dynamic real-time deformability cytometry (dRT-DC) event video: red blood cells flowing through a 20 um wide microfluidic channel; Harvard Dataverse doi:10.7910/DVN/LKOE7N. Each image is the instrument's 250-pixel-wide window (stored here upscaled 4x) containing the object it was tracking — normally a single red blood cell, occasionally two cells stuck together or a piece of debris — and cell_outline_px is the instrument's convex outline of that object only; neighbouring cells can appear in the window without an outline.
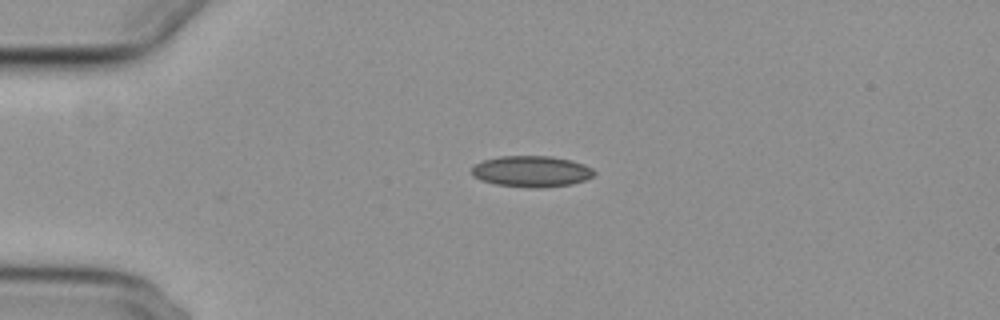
{"species": "common noctule bat (a hibernating species)", "species_latin": "Nyctalus noctula", "temperature_condition": "cold", "stored_images_in_passage": 43, "camera_frame_rate_fps": 3000, "um_per_image_px": 0.085, "animal": {"sex": "female", "body_mass_g": 29.2, "forearm_length_mm": 56.3}, "frame": {"image": 1, "passage_image": 1, "time_ms": 0.0, "image_size_px": [1000, 320], "cell_outline_px": [[596, 172], [592, 176], [584, 180], [572, 184], [544, 188], [528, 188], [496, 184], [480, 180], [472, 176], [472, 168], [476, 164], [484, 160], [500, 156], [552, 156], [572, 160], [584, 164], [592, 168]], "centroid_in_image_um": [45.19, 14.57], "position_along_channel_um": 39.8, "area_um2": 22.37}}
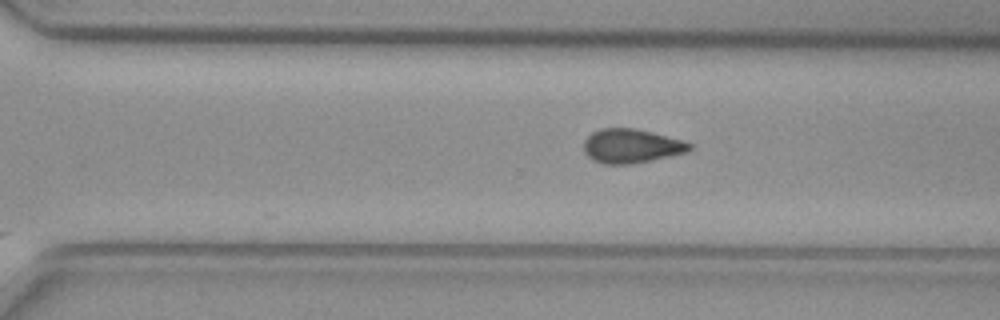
{"frame": {"image": 2, "passage_image": 26, "time_ms": 8.333, "image_size_px": [1000, 320], "cell_outline_px": [[692, 148], [688, 152], [652, 160], [628, 164], [604, 164], [592, 160], [584, 152], [584, 140], [592, 132], [600, 128], [636, 128], [684, 140], [692, 144]], "centroid_in_image_um": [53.67, 12.4], "position_along_channel_um": 316.9, "area_um2": 21.15}}
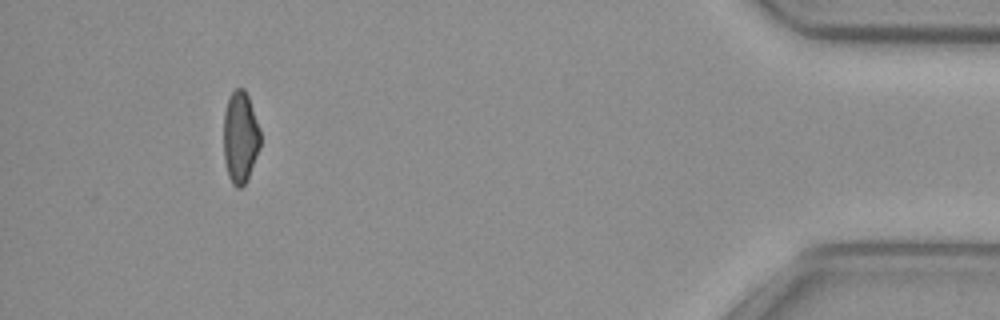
{"frame": {"image": 3, "passage_image": 39, "time_ms": 12.667, "image_size_px": [1000, 320], "cell_outline_px": [[260, 148], [248, 180], [240, 188], [236, 188], [232, 184], [228, 176], [224, 160], [224, 112], [228, 100], [232, 92], [236, 88], [244, 88], [248, 96], [260, 128]], "centroid_in_image_um": [20.43, 11.7], "position_along_channel_um": 414.8, "area_um2": 19.83}, "authors_computed_cell_mechanics": {"area_um2": 21.097, "velocity_mm_per_s": 3.7409, "shape_relaxation_time_tau1_ms": null, "shape_relaxation_time_tau2_ms": 7.5929, "deformation_change_tau1": null, "deformation_change_tau2": 0.1453}}